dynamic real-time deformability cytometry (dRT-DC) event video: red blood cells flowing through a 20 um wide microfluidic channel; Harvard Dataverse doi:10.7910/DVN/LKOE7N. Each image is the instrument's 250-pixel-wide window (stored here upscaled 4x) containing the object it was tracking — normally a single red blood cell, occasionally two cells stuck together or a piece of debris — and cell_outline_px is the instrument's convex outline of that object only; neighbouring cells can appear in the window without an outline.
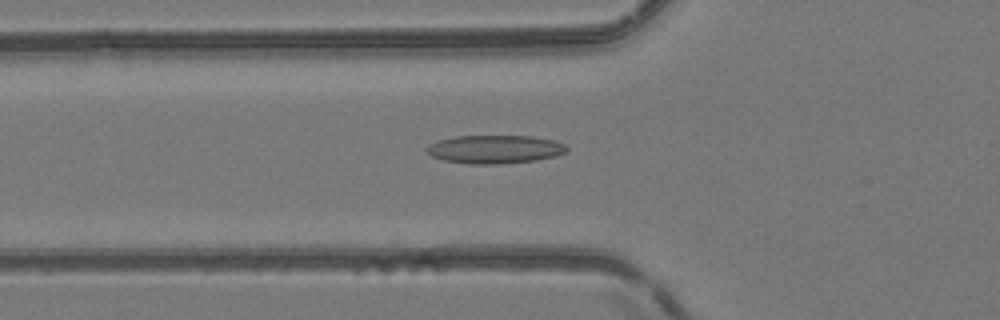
{"species": "common noctule bat (a hibernating species)", "species_latin": "Nyctalus noctula", "temperature_condition": "room temperature", "stored_images_in_passage": 49, "camera_frame_rate_fps": 3000, "um_per_image_px": 0.085, "animal": {"sex": "female", "body_mass_g": 24.6, "forearm_length_mm": 56.2}, "frame": {"image": 1, "passage_image": 19, "time_ms": 6.0, "image_size_px": [1000, 320], "cell_outline_px": [[568, 148], [564, 152], [556, 156], [536, 160], [496, 164], [468, 164], [444, 160], [432, 156], [424, 148], [428, 144], [436, 140], [456, 136], [532, 136], [552, 140], [564, 144]], "centroid_in_image_um": [42.01, 12.68], "position_along_channel_um": 83.8, "area_um2": 23.12}}
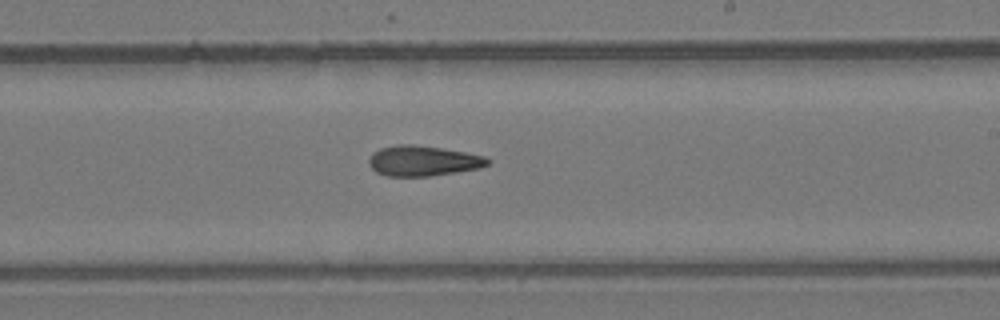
{"frame": {"image": 2, "passage_image": 31, "time_ms": 10.0, "image_size_px": [1000, 320], "cell_outline_px": [[492, 160], [488, 164], [480, 168], [456, 172], [428, 176], [388, 176], [376, 172], [368, 164], [368, 160], [372, 152], [380, 148], [400, 144], [412, 144], [440, 148], [464, 152], [484, 156]], "centroid_in_image_um": [35.93, 13.67], "position_along_channel_um": 253.1, "area_um2": 20.92}}
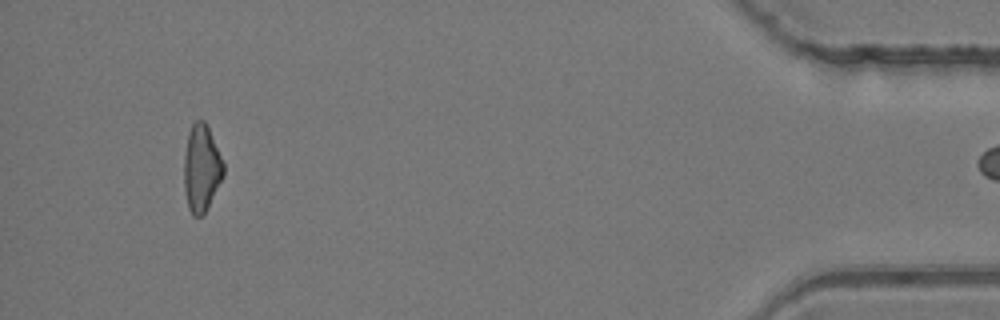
{"frame": {"image": 3, "passage_image": 48, "time_ms": 15.667, "image_size_px": [1000, 320], "cell_outline_px": [[224, 176], [204, 212], [200, 216], [192, 216], [188, 208], [184, 188], [184, 156], [188, 132], [192, 124], [196, 120], [204, 120], [208, 128], [224, 164]], "centroid_in_image_um": [17.11, 14.3], "position_along_channel_um": 418.1, "area_um2": 19.77}}